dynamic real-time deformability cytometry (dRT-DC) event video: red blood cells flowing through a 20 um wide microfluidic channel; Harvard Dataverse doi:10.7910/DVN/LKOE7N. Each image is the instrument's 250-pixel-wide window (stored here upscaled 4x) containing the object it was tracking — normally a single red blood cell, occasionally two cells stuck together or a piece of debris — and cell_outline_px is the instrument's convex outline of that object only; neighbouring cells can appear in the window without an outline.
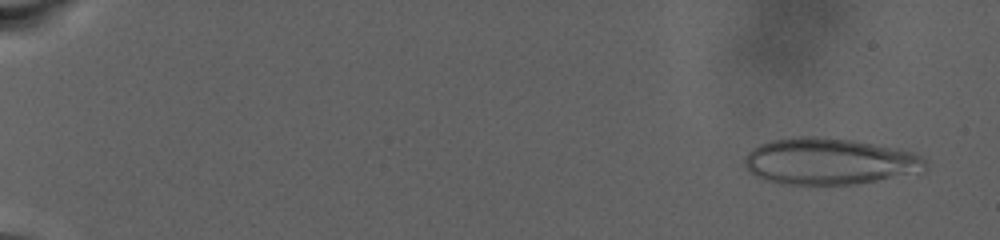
{"species": "human", "species_latin": "Homo sapiens", "temperature_condition": "warm", "stored_images_in_passage": 89, "camera_frame_rate_fps": 3000, "um_per_image_px": 0.085, "donor": {"sex": "male"}, "frame": {"image": 1, "passage_image": 5, "time_ms": 1.333, "image_size_px": [1000, 240], "cell_outline_px": [[928, 172], [856, 184], [780, 184], [764, 180], [748, 172], [744, 164], [744, 160], [748, 152], [752, 148], [760, 144], [772, 140], [800, 136], [816, 136], [856, 140], [912, 152], [920, 156], [928, 164]], "centroid_in_image_um": [70.52, 13.72], "position_along_channel_um": 14.5, "area_um2": 49.53}}
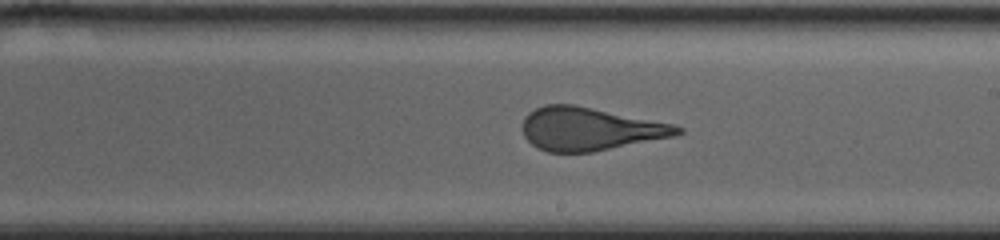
{"frame": {"image": 2, "passage_image": 56, "time_ms": 18.333, "image_size_px": [1000, 240], "cell_outline_px": [[684, 132], [672, 136], [592, 152], [548, 152], [536, 148], [524, 136], [520, 128], [524, 116], [528, 112], [544, 104], [572, 104], [676, 124], [684, 128]], "centroid_in_image_um": [50.08, 10.95], "position_along_channel_um": 238.9, "area_um2": 39.02}}
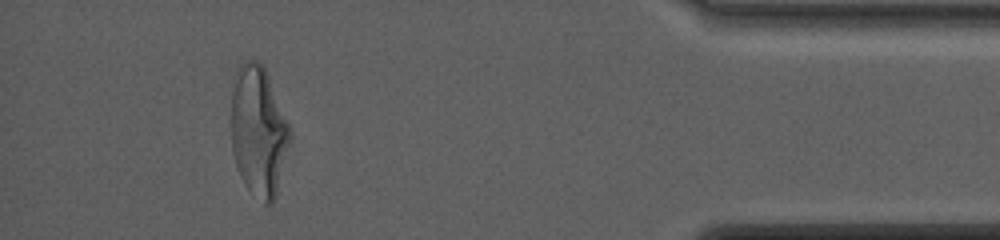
{"frame": {"image": 3, "passage_image": 83, "time_ms": 27.333, "image_size_px": [1000, 240], "cell_outline_px": [[288, 140], [276, 192], [272, 204], [264, 204], [244, 184], [240, 176], [236, 164], [232, 148], [232, 76], [240, 60], [256, 60], [264, 64], [288, 124]], "centroid_in_image_um": [21.91, 11.03], "position_along_channel_um": 413.3, "area_um2": 43.81}}